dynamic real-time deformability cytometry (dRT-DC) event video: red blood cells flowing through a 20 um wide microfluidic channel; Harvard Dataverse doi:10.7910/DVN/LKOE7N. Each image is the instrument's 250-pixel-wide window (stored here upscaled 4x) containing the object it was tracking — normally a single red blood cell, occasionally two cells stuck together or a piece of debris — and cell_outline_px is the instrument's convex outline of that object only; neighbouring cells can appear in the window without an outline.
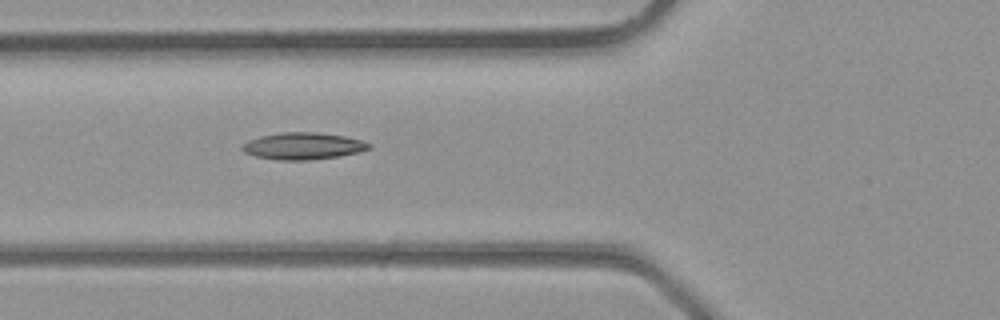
{"species": "common noctule bat (a hibernating species)", "species_latin": "Nyctalus noctula", "temperature_condition": "room temperature", "stored_images_in_passage": 4, "camera_frame_rate_fps": 3000, "um_per_image_px": 0.085, "animal": {"sex": "male", "body_mass_g": 23.1, "forearm_length_mm": 52.7}, "frame": {"image": 1, "passage_image": 4, "time_ms": 1.0, "image_size_px": [1000, 320], "cell_outline_px": [[372, 148], [360, 152], [340, 156], [308, 160], [280, 160], [256, 156], [244, 152], [240, 148], [240, 144], [248, 140], [260, 136], [280, 132], [316, 132], [344, 136], [360, 140], [372, 144]], "centroid_in_image_um": [25.75, 12.41], "position_along_channel_um": 100.1, "area_um2": 20.0}}